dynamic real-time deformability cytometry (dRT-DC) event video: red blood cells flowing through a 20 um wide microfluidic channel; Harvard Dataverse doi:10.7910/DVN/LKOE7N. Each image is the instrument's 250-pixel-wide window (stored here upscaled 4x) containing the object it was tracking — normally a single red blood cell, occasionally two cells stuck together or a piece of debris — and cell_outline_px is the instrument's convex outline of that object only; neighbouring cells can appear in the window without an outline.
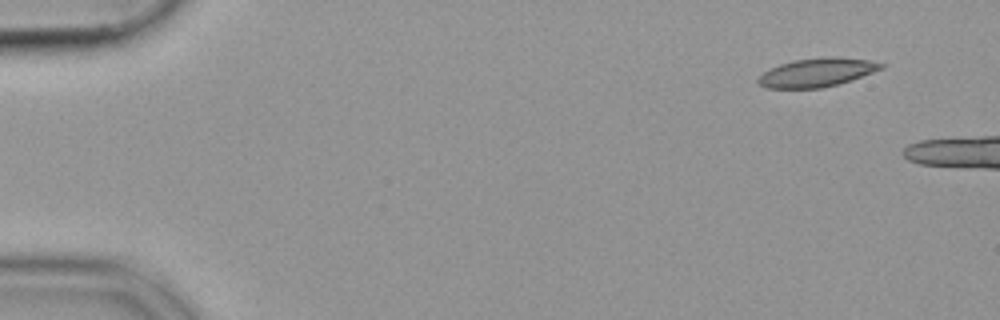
{"species": "common noctule bat (a hibernating species)", "species_latin": "Nyctalus noctula", "temperature_condition": "cold", "stored_images_in_passage": 9, "camera_frame_rate_fps": 3000, "um_per_image_px": 0.085, "animal": {"sex": "female", "body_mass_g": 19.9}, "frame": {"image": 1, "passage_image": 1, "time_ms": 0.0, "image_size_px": [1000, 320], "cell_outline_px": [[888, 64], [884, 68], [852, 80], [820, 88], [768, 88], [760, 84], [756, 80], [764, 72], [780, 64], [792, 60], [828, 56], [836, 56], [868, 60]], "centroid_in_image_um": [69.49, 6.14], "position_along_channel_um": 15.5, "area_um2": 20.52}}